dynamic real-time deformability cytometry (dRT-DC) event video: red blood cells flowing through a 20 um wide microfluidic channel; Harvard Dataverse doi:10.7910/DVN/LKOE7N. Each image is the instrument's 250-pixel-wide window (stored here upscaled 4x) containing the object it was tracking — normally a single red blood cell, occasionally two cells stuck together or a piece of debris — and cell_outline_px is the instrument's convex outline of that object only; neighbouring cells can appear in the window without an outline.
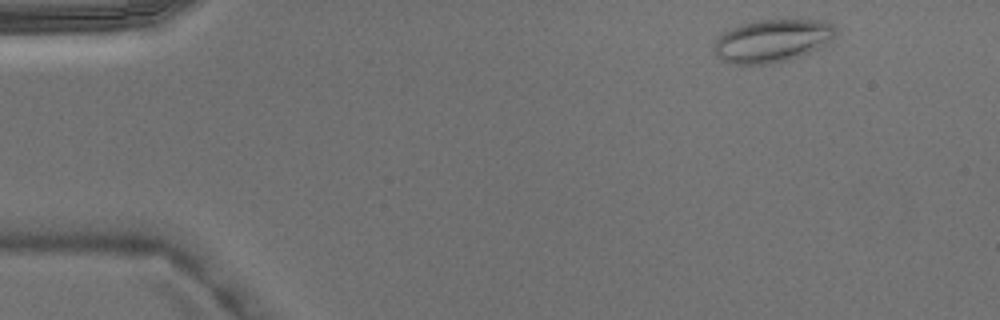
{"species": "Egyptian fruit bat (a non-hibernating species)", "species_latin": "Rousettus aegyptiacus", "temperature_condition": "warm", "stored_images_in_passage": 4, "camera_frame_rate_fps": 3000, "um_per_image_px": 0.085, "animal": {"sex": "male"}, "frame": {"image": 1, "passage_image": 1, "time_ms": 0.0, "image_size_px": [1000, 320], "cell_outline_px": [[840, 32], [832, 40], [820, 48], [812, 52], [788, 60], [768, 64], [732, 64], [720, 60], [712, 52], [712, 48], [720, 32], [740, 24], [760, 20], [824, 20], [840, 28]], "centroid_in_image_um": [65.66, 3.46], "position_along_channel_um": 19.3, "area_um2": 31.15}}